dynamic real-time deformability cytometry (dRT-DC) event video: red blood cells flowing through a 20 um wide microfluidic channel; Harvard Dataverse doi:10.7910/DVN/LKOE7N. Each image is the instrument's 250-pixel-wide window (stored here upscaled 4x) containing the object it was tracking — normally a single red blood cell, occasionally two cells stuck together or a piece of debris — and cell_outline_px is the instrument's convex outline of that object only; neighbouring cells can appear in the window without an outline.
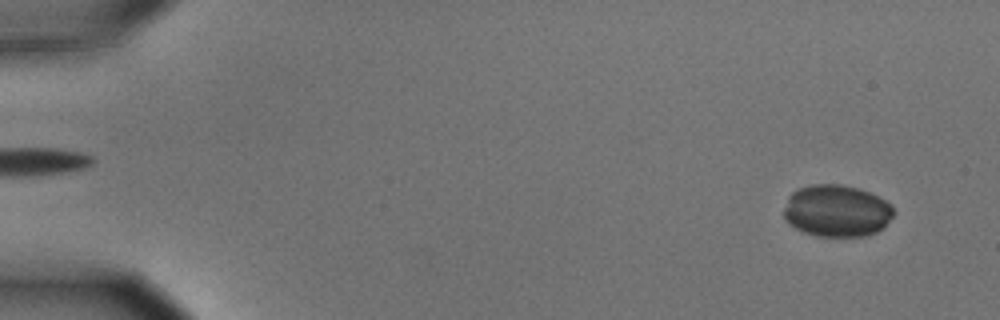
{"species": "common noctule bat (a hibernating species)", "species_latin": "Nyctalus noctula", "temperature_condition": "cold", "stored_images_in_passage": 55, "camera_frame_rate_fps": 3000, "um_per_image_px": 0.085, "animal": {"sex": "male", "body_mass_g": 15.6}, "frame": {"image": 1, "passage_image": 4, "time_ms": 1.0, "image_size_px": [1000, 320], "cell_outline_px": [[896, 212], [884, 228], [868, 236], [816, 236], [804, 232], [788, 224], [784, 220], [784, 208], [788, 196], [792, 192], [800, 188], [812, 184], [840, 184], [860, 188], [892, 204]], "centroid_in_image_um": [71.13, 17.93], "position_along_channel_um": 13.9, "area_um2": 33.64}}
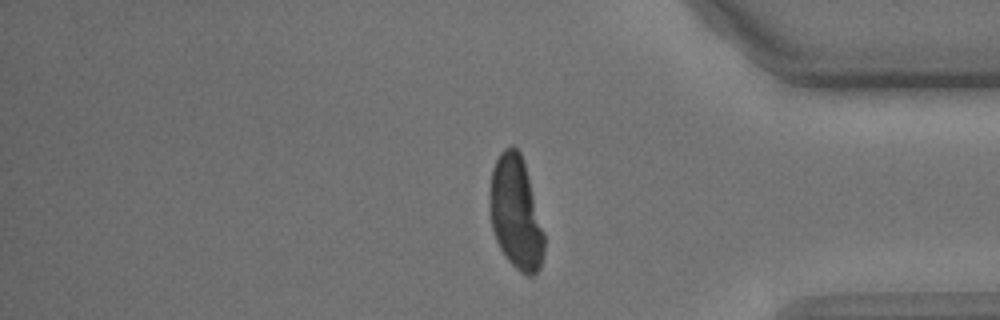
{"frame": {"image": 2, "passage_image": 47, "time_ms": 15.333, "image_size_px": [1000, 320], "cell_outline_px": [[544, 252], [540, 268], [532, 276], [528, 276], [520, 272], [508, 260], [500, 248], [496, 240], [492, 228], [488, 208], [492, 168], [500, 152], [504, 148], [512, 144], [520, 152], [524, 164], [544, 232]], "centroid_in_image_um": [43.82, 18.11], "position_along_channel_um": 391.4, "area_um2": 35.72}}
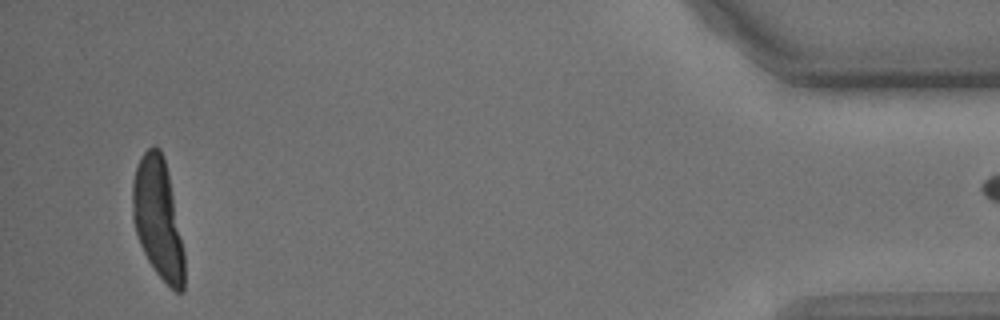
{"frame": {"image": 3, "passage_image": 54, "time_ms": 17.667, "image_size_px": [1000, 320], "cell_outline_px": [[184, 292], [176, 292], [156, 272], [148, 260], [140, 244], [132, 220], [132, 180], [140, 156], [152, 144], [156, 144], [160, 148], [168, 172], [184, 252]], "centroid_in_image_um": [13.41, 18.54], "position_along_channel_um": 421.8, "area_um2": 36.13}}